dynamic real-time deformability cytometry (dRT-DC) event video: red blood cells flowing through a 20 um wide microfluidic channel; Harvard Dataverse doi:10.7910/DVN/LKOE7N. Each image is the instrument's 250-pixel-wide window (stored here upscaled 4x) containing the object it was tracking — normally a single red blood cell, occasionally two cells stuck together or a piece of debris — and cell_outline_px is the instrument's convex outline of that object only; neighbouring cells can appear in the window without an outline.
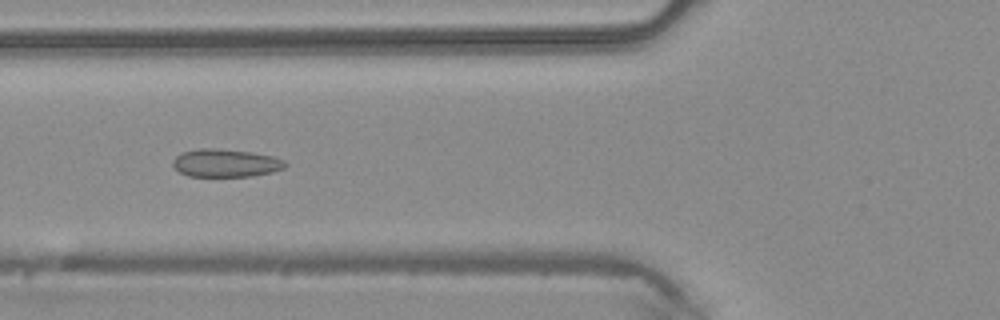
{"species": "common noctule bat (a hibernating species)", "species_latin": "Nyctalus noctula", "temperature_condition": "warm", "stored_images_in_passage": 48, "camera_frame_rate_fps": 3000, "um_per_image_px": 0.085, "animal": {"sex": "male", "body_mass_g": 20.4}, "frame": {"image": 1, "passage_image": 18, "time_ms": 5.667, "image_size_px": [1000, 320], "cell_outline_px": [[288, 164], [284, 168], [272, 172], [252, 176], [188, 176], [180, 172], [172, 164], [172, 160], [176, 156], [184, 152], [200, 148], [212, 148], [252, 152], [272, 156], [284, 160]], "centroid_in_image_um": [19.19, 13.86], "position_along_channel_um": 106.6, "area_um2": 18.21}}
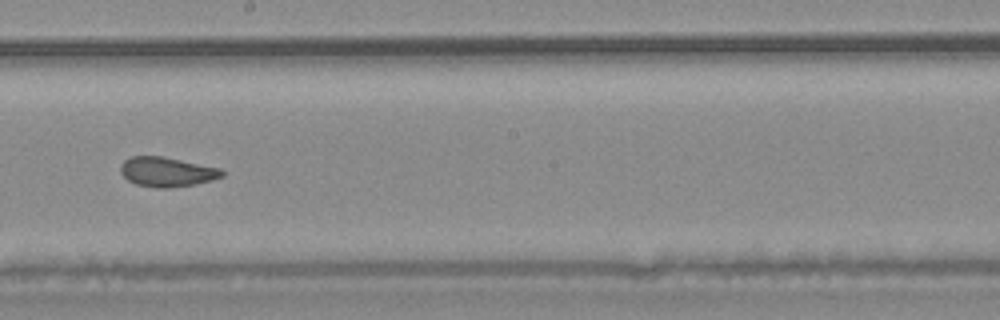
{"frame": {"image": 2, "passage_image": 27, "time_ms": 8.667, "image_size_px": [1000, 320], "cell_outline_px": [[224, 176], [212, 180], [192, 184], [168, 188], [156, 188], [136, 184], [128, 180], [120, 172], [120, 164], [124, 160], [132, 156], [164, 156], [220, 168], [224, 172]], "centroid_in_image_um": [14.17, 14.6], "position_along_channel_um": 234.0, "area_um2": 17.51}}
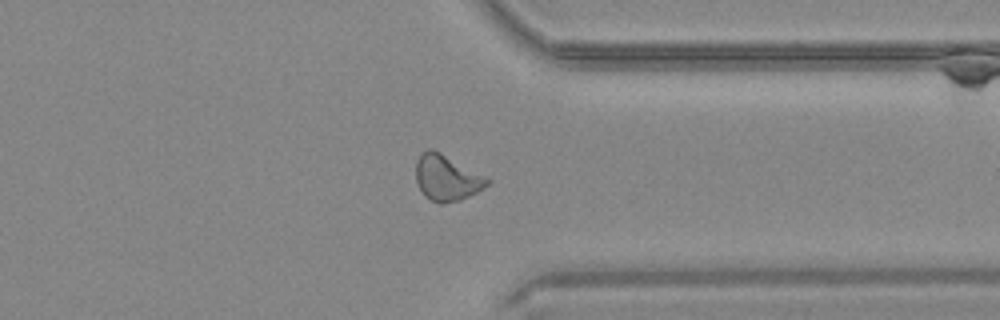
{"frame": {"image": 3, "passage_image": 37, "time_ms": 12.0, "image_size_px": [1000, 320], "cell_outline_px": [[492, 180], [488, 184], [476, 192], [460, 200], [444, 204], [440, 204], [424, 196], [416, 180], [416, 160], [420, 152], [428, 148], [432, 148], [440, 152]], "centroid_in_image_um": [37.93, 15.1], "position_along_channel_um": 373.5, "area_um2": 18.96}, "authors_computed_cell_mechanics": {"area_um2": 18.9006, "velocity_mm_per_s": 4.247, "shape_relaxation_time_tau1_ms": null, "shape_relaxation_time_tau2_ms": 1.5476, "deformation_change_tau1": null, "deformation_change_tau2": 0.0629}}